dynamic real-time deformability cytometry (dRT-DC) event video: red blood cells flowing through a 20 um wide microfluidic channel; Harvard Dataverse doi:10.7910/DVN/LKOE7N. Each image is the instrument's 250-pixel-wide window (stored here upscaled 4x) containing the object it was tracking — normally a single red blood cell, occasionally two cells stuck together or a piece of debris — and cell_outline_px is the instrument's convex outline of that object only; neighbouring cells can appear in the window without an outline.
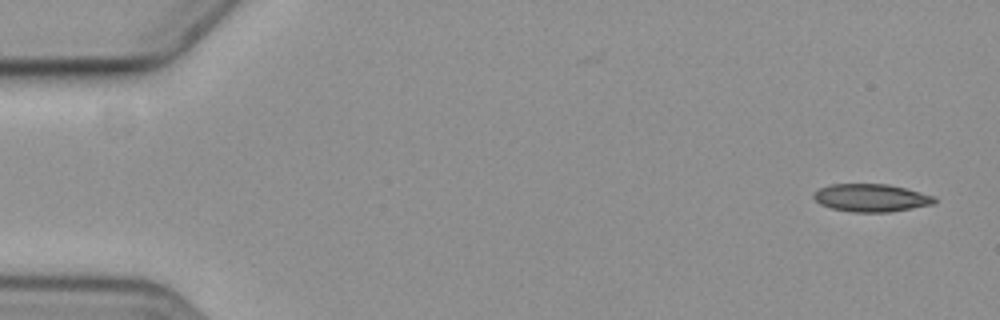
{"species": "common noctule bat (a hibernating species)", "species_latin": "Nyctalus noctula", "temperature_condition": "cold", "stored_images_in_passage": 2, "camera_frame_rate_fps": 3000, "um_per_image_px": 0.085, "animal": {"sex": "female", "body_mass_g": 19.3, "forearm_length_mm": 54.1}, "frame": {"image": 1, "passage_image": 2, "time_ms": 1.0, "image_size_px": [1000, 320], "cell_outline_px": [[936, 200], [932, 204], [912, 208], [888, 212], [852, 212], [832, 208], [820, 204], [812, 196], [812, 192], [820, 188], [832, 184], [888, 184], [920, 192], [932, 196]], "centroid_in_image_um": [73.99, 16.81], "position_along_channel_um": 11.0, "area_um2": 19.36}}